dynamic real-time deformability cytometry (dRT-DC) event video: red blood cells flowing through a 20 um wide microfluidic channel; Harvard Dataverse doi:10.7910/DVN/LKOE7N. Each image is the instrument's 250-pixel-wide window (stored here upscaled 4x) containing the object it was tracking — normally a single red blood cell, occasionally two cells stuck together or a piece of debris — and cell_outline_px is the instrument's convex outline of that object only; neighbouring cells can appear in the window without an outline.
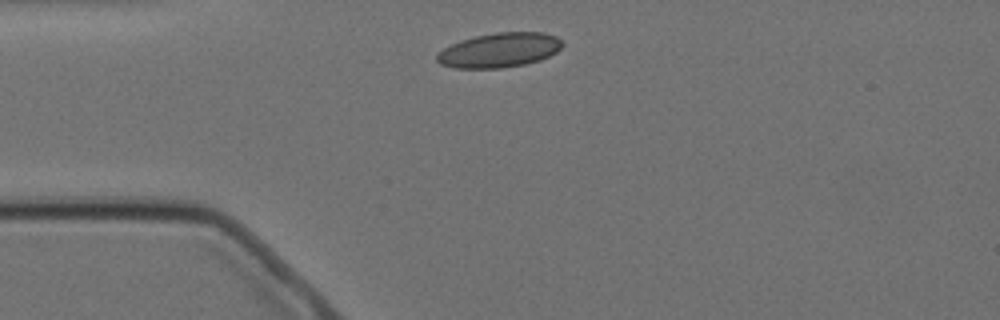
{"species": "Egyptian fruit bat (a non-hibernating species)", "species_latin": "Rousettus aegyptiacus", "temperature_condition": "cold", "stored_images_in_passage": 2, "camera_frame_rate_fps": 3000, "um_per_image_px": 0.085, "animal": {"sex": "female"}, "frame": {"image": 1, "passage_image": 1, "time_ms": 0.0, "image_size_px": [1000, 320], "cell_outline_px": [[564, 44], [556, 52], [540, 60], [524, 64], [500, 68], [456, 68], [440, 64], [436, 60], [436, 56], [444, 48], [460, 40], [476, 36], [496, 32], [544, 32], [556, 36]], "centroid_in_image_um": [42.45, 4.26], "position_along_channel_um": 42.5, "area_um2": 25.14}}